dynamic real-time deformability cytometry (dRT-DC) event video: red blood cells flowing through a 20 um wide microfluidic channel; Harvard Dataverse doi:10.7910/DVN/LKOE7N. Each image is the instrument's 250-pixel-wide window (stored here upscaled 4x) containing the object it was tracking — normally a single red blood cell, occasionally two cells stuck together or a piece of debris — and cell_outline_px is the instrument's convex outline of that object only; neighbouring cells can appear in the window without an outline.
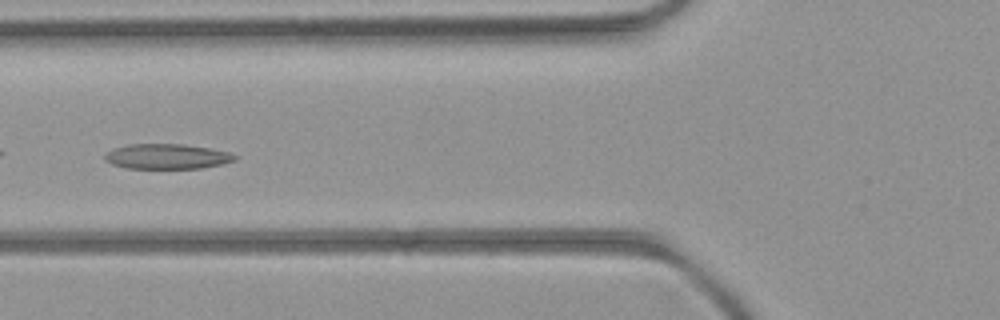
{"species": "common noctule bat (a hibernating species)", "species_latin": "Nyctalus noctula", "temperature_condition": "room temperature", "stored_images_in_passage": 38, "camera_frame_rate_fps": 3000, "um_per_image_px": 0.085, "animal": {"sex": "female", "body_mass_g": 21.9}, "frame": {"image": 1, "passage_image": 6, "time_ms": 1.667, "image_size_px": [1000, 320], "cell_outline_px": [[240, 156], [236, 160], [224, 164], [200, 168], [128, 168], [112, 164], [104, 160], [104, 156], [112, 148], [128, 144], [184, 144], [212, 148], [228, 152]], "centroid_in_image_um": [14.23, 13.29], "position_along_channel_um": 111.6, "area_um2": 19.19}}
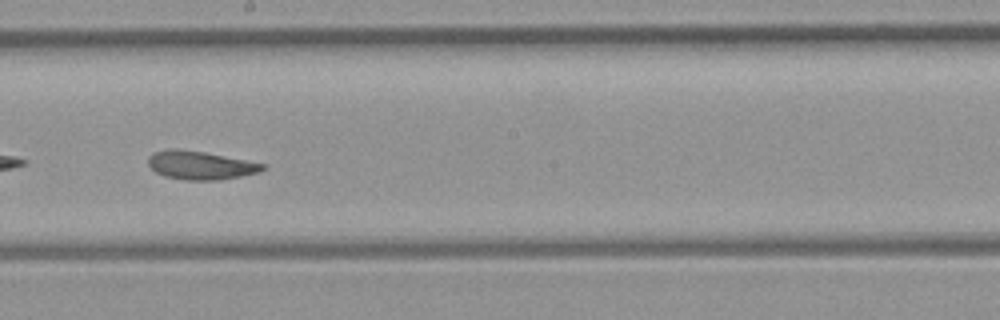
{"frame": {"image": 2, "passage_image": 15, "time_ms": 4.667, "image_size_px": [1000, 320], "cell_outline_px": [[268, 168], [260, 172], [220, 180], [184, 180], [164, 176], [156, 172], [148, 164], [148, 156], [152, 152], [168, 148], [176, 148], [204, 152], [268, 164]], "centroid_in_image_um": [17.05, 14.04], "position_along_channel_um": 231.1, "area_um2": 19.25}}
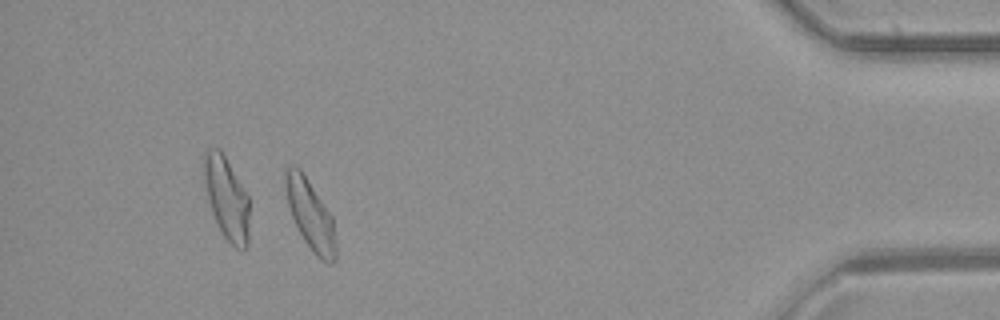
{"frame": {"image": 3, "passage_image": 33, "time_ms": 10.667, "image_size_px": [1000, 320], "cell_outline_px": [[336, 260], [332, 264], [328, 264], [320, 260], [312, 252], [304, 240], [292, 216], [288, 204], [284, 180], [284, 172], [292, 164], [300, 168], [332, 216], [336, 244]], "centroid_in_image_um": [26.39, 18.29], "position_along_channel_um": 408.8, "area_um2": 20.4}, "authors_computed_cell_mechanics": {"area_um2": 19.652, "velocity_mm_per_s": 3.9785, "shape_relaxation_time_tau1_ms": null, "shape_relaxation_time_tau2_ms": 2.1656, "deformation_change_tau1": null, "deformation_change_tau2": 0.0865}}